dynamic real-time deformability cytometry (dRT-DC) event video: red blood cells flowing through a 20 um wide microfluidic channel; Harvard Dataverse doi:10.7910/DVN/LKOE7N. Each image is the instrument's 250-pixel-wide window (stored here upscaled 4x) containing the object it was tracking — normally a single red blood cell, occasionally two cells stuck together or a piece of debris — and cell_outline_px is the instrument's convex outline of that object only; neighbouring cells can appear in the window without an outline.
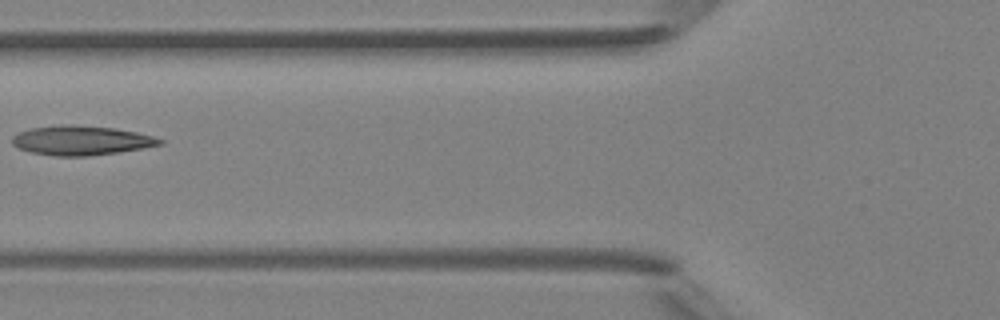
{"species": "Egyptian fruit bat (a non-hibernating species)", "species_latin": "Rousettus aegyptiacus", "temperature_condition": "room temperature", "stored_images_in_passage": 6, "camera_frame_rate_fps": 3000, "um_per_image_px": 0.085, "animal": {"sex": "female"}, "frame": {"image": 1, "passage_image": 6, "time_ms": 5.667, "image_size_px": [1000, 320], "cell_outline_px": [[164, 144], [144, 148], [88, 156], [56, 156], [32, 152], [20, 148], [12, 144], [12, 136], [28, 128], [60, 124], [76, 124], [116, 128], [136, 132], [152, 136], [164, 140]], "centroid_in_image_um": [6.91, 11.92], "position_along_channel_um": 118.9, "area_um2": 25.43}}